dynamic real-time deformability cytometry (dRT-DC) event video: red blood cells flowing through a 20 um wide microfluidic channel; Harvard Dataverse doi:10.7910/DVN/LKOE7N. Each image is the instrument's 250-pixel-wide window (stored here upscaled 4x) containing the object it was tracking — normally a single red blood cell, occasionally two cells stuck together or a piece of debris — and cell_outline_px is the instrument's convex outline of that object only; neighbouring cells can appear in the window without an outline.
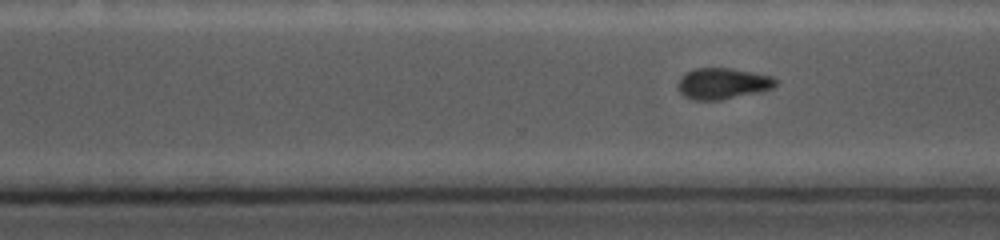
{"species": "common noctule bat (a hibernating species)", "species_latin": "Nyctalus noctula", "temperature_condition": "cold", "stored_images_in_passage": 67, "camera_frame_rate_fps": 5000, "um_per_image_px": 0.085, "animal": {"sex": "female", "body_mass_g": 19.0, "forearm_length_mm": 56.7}, "frame": {"image": 1, "passage_image": 52, "time_ms": 7.0, "image_size_px": [1000, 240], "cell_outline_px": [[780, 84], [772, 88], [760, 92], [720, 100], [692, 100], [684, 96], [676, 88], [676, 84], [680, 76], [696, 68], [732, 68], [772, 76]], "centroid_in_image_um": [61.41, 7.1], "position_along_channel_um": 309.2, "area_um2": 17.98}}
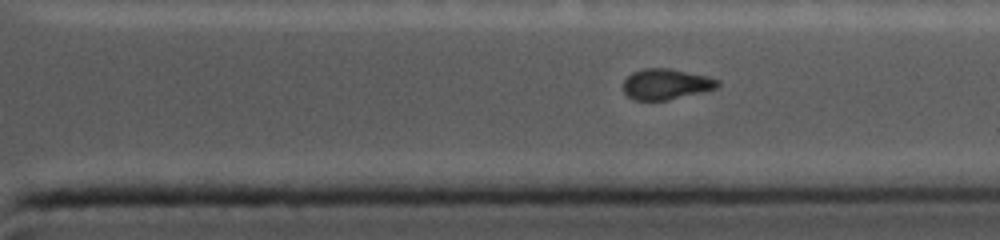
{"frame": {"image": 2, "passage_image": 59, "time_ms": 8.2, "image_size_px": [1000, 240], "cell_outline_px": [[720, 84], [716, 88], [668, 100], [632, 100], [624, 92], [624, 80], [632, 72], [644, 68], [672, 68], [708, 76], [720, 80]], "centroid_in_image_um": [56.61, 7.14], "position_along_channel_um": 354.8, "area_um2": 16.94}}